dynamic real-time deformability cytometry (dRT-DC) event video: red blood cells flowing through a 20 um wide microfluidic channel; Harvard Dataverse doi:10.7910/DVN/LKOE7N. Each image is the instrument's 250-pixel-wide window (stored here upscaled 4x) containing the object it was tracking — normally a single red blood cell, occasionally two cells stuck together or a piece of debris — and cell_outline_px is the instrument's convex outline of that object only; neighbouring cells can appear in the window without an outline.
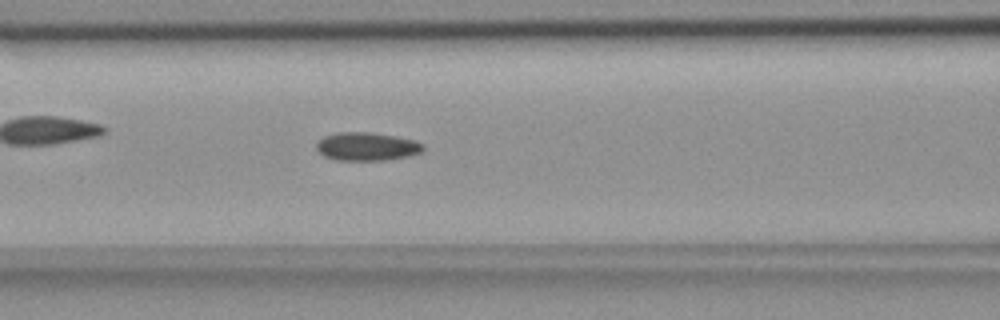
{"species": "common noctule bat (a hibernating species)", "species_latin": "Nyctalus noctula", "temperature_condition": "room temperature", "stored_images_in_passage": 54, "camera_frame_rate_fps": 3000, "um_per_image_px": 0.085, "animal": {"sex": "female", "body_mass_g": 18.4}, "frame": {"image": 1, "passage_image": 22, "time_ms": 7.0, "image_size_px": [1000, 320], "cell_outline_px": [[424, 148], [420, 152], [408, 156], [384, 160], [336, 160], [324, 156], [316, 148], [316, 144], [324, 136], [336, 132], [372, 132], [416, 140], [424, 144]], "centroid_in_image_um": [31.18, 12.44], "position_along_channel_um": 135.4, "area_um2": 17.57}}
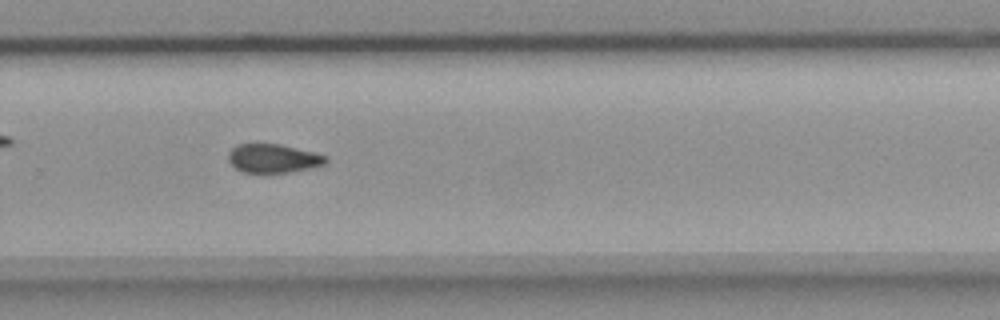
{"frame": {"image": 2, "passage_image": 36, "time_ms": 11.667, "image_size_px": [1000, 320], "cell_outline_px": [[328, 160], [324, 164], [312, 168], [288, 172], [260, 176], [240, 172], [228, 160], [228, 152], [236, 144], [280, 144], [328, 156]], "centroid_in_image_um": [23.18, 13.51], "position_along_channel_um": 306.6, "area_um2": 16.94}}
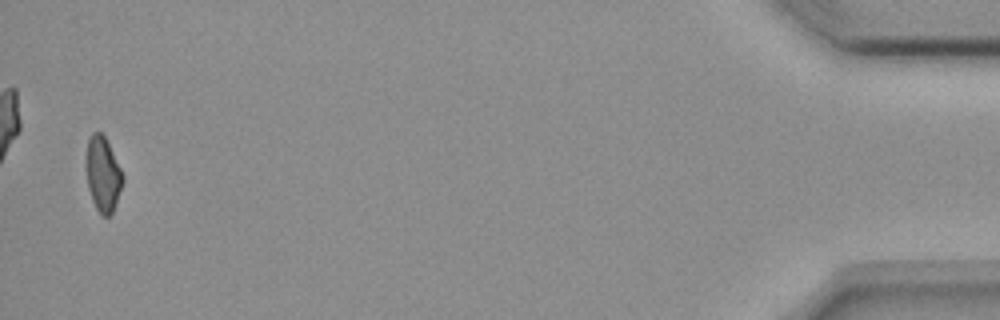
{"frame": {"image": 3, "passage_image": 53, "time_ms": 17.333, "image_size_px": [1000, 320], "cell_outline_px": [[124, 180], [112, 212], [108, 216], [100, 216], [92, 200], [88, 188], [88, 140], [92, 132], [100, 132], [104, 136], [124, 176]], "centroid_in_image_um": [8.77, 14.85], "position_along_channel_um": 426.4, "area_um2": 15.32}, "authors_computed_cell_mechanics": {"area_um2": 17.0799, "velocity_mm_per_s": 3.6827, "shape_relaxation_time_tau1_ms": 9.8697, "shape_relaxation_time_tau2_ms": 4.69, "deformation_change_tau1": 0.1696, "deformation_change_tau2": 0.0956}}